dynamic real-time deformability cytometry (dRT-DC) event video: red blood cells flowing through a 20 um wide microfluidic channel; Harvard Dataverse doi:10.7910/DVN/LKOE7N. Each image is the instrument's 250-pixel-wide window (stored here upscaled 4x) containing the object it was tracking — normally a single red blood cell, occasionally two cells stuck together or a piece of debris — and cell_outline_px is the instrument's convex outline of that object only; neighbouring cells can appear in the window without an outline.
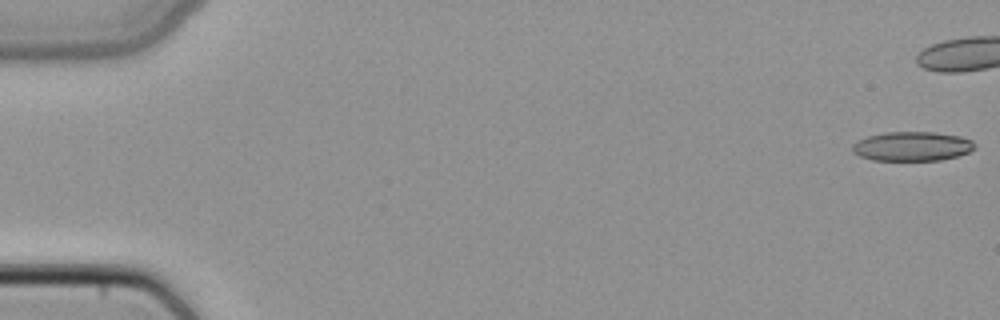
{"species": "common noctule bat (a hibernating species)", "species_latin": "Nyctalus noctula", "temperature_condition": "cold", "stored_images_in_passage": 39, "camera_frame_rate_fps": 3000, "um_per_image_px": 0.085, "animal": {"sex": "female", "body_mass_g": 22.7, "forearm_length_mm": 54.2}, "frame": {"image": 1, "passage_image": 1, "time_ms": 0.0, "image_size_px": [1000, 320], "cell_outline_px": [[976, 148], [968, 152], [956, 156], [940, 160], [872, 160], [860, 156], [852, 152], [852, 144], [856, 140], [868, 136], [884, 132], [936, 132], [960, 136], [972, 140], [976, 144]], "centroid_in_image_um": [77.52, 12.43], "position_along_channel_um": 7.5, "area_um2": 21.04}}